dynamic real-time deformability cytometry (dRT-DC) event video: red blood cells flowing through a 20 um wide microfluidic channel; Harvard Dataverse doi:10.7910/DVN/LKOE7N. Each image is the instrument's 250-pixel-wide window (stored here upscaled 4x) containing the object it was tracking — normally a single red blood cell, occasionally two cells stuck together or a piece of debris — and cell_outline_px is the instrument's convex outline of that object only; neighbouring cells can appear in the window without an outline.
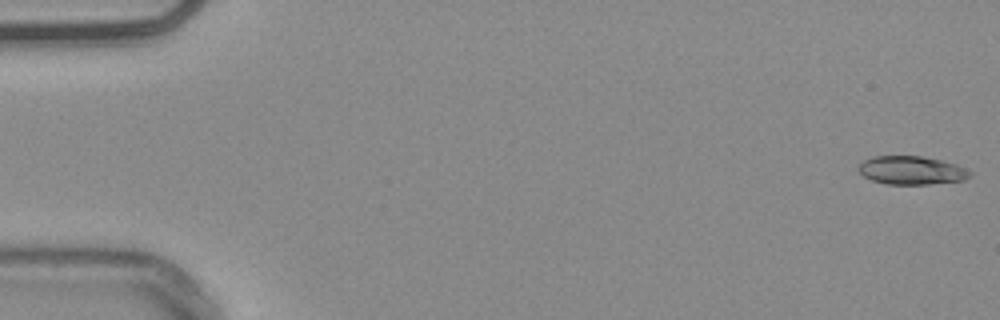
{"species": "common noctule bat (a hibernating species)", "species_latin": "Nyctalus noctula", "temperature_condition": "warm", "stored_images_in_passage": 55, "segment_of_instrument_passage": [1, 2], "camera_frame_rate_fps": 3000, "um_per_image_px": 0.085, "animal": {"sex": "male", "body_mass_g": 20.4}, "frame": {"image": 1, "passage_image": 1, "time_ms": 0.0, "image_size_px": [1000, 320], "cell_outline_px": [[972, 172], [964, 180], [928, 184], [888, 184], [872, 180], [864, 176], [856, 168], [864, 160], [872, 156], [920, 156], [940, 160], [956, 164], [968, 168]], "centroid_in_image_um": [77.48, 14.47], "position_along_channel_um": 7.5, "area_um2": 18.38}}
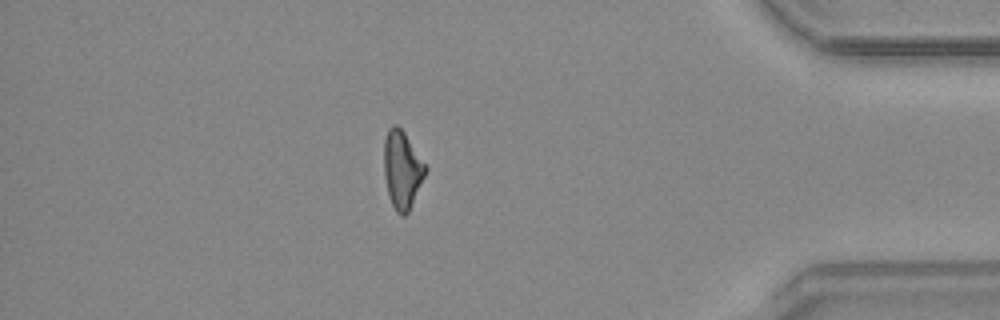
{"frame": {"image": 2, "passage_image": 47, "time_ms": 15.333, "image_size_px": [1000, 320], "cell_outline_px": [[428, 168], [408, 212], [404, 216], [400, 216], [396, 212], [388, 196], [384, 176], [384, 140], [388, 128], [392, 124], [396, 124], [404, 132]], "centroid_in_image_um": [34.16, 14.42], "position_along_channel_um": 401.0, "area_um2": 18.73}}